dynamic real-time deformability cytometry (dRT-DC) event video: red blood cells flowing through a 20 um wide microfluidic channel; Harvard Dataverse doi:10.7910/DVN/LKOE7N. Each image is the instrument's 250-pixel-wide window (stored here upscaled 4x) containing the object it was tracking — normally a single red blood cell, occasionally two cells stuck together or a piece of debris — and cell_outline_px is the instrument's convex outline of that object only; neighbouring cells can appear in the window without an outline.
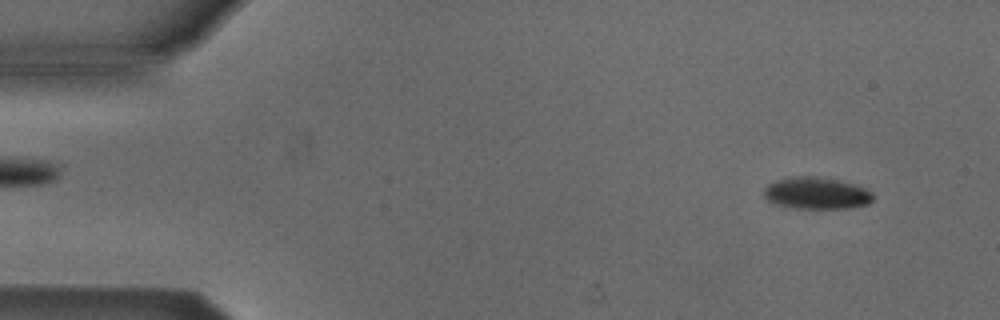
{"species": "Egyptian fruit bat (a non-hibernating species)", "species_latin": "Rousettus aegyptiacus", "temperature_condition": "cold", "stored_images_in_passage": 11, "camera_frame_rate_fps": 3000, "um_per_image_px": 0.085, "animal": {"sex": "male"}, "frame": {"image": 1, "passage_image": 4, "time_ms": 1.0, "image_size_px": [1000, 320], "cell_outline_px": [[872, 200], [868, 204], [848, 208], [800, 208], [776, 204], [768, 200], [764, 196], [764, 188], [768, 184], [776, 180], [800, 176], [816, 176], [836, 180], [852, 184], [864, 188], [872, 192]], "centroid_in_image_um": [69.39, 16.42], "position_along_channel_um": 15.6, "area_um2": 19.88}}